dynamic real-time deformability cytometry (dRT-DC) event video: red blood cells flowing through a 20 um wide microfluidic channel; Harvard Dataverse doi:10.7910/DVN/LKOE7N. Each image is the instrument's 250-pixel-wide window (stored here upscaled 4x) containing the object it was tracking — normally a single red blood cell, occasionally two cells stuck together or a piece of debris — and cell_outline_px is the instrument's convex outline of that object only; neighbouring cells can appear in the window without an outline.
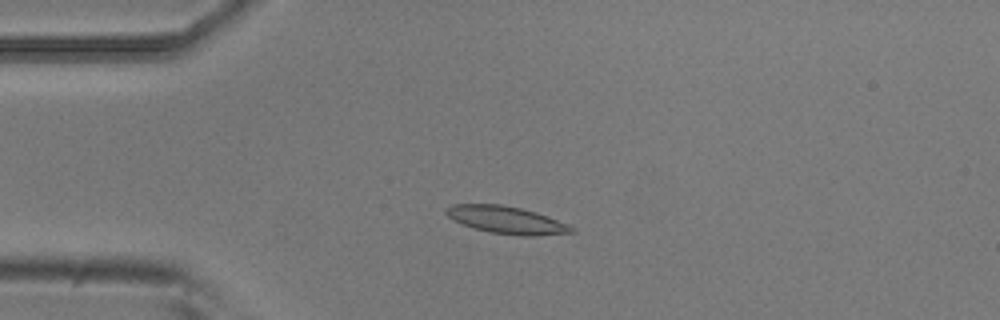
{"species": "common noctule bat (a hibernating species)", "species_latin": "Nyctalus noctula", "temperature_condition": "room temperature", "stored_images_in_passage": 53, "camera_frame_rate_fps": 3000, "um_per_image_px": 0.085, "animal": {"sex": "male", "body_mass_g": 20.5, "forearm_length_mm": 52.5}, "frame": {"image": 1, "passage_image": 12, "time_ms": 3.667, "image_size_px": [1000, 320], "cell_outline_px": [[576, 232], [536, 236], [524, 236], [488, 232], [464, 224], [448, 216], [444, 212], [444, 208], [452, 204], [500, 204], [520, 208], [536, 212], [548, 216], [568, 224], [576, 228]], "centroid_in_image_um": [43.09, 18.7], "position_along_channel_um": 41.9, "area_um2": 20.0}}
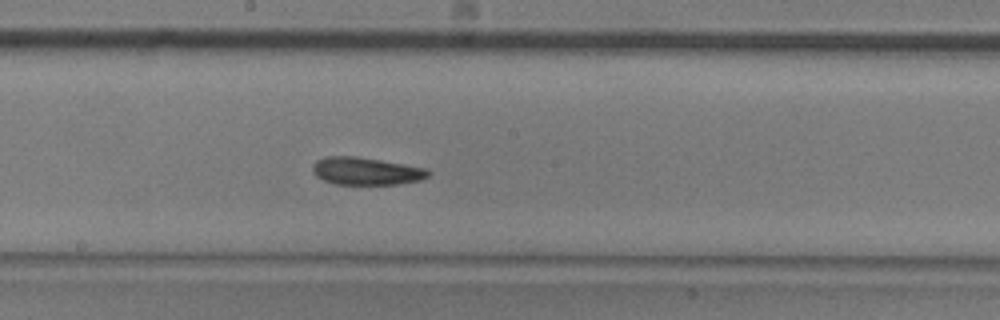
{"frame": {"image": 2, "passage_image": 28, "time_ms": 9.0, "image_size_px": [1000, 320], "cell_outline_px": [[432, 172], [428, 176], [420, 180], [396, 184], [336, 184], [324, 180], [316, 176], [312, 172], [312, 164], [316, 160], [328, 156], [356, 156], [428, 168]], "centroid_in_image_um": [31.12, 14.54], "position_along_channel_um": 217.1, "area_um2": 18.61}}
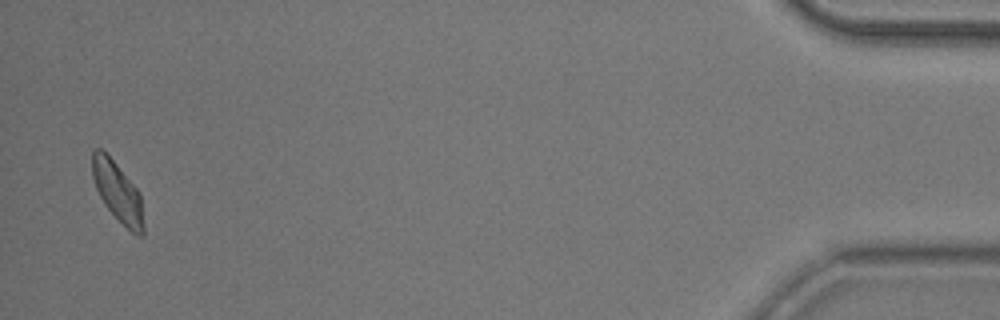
{"frame": {"image": 3, "passage_image": 52, "time_ms": 17.0, "image_size_px": [1000, 320], "cell_outline_px": [[144, 236], [136, 236], [104, 204], [96, 188], [92, 176], [92, 152], [96, 148], [100, 148], [116, 164], [140, 192], [144, 224]], "centroid_in_image_um": [10.01, 16.33], "position_along_channel_um": 425.2, "area_um2": 17.57}, "authors_computed_cell_mechanics": {"area_um2": 18.6694, "velocity_mm_per_s": 3.7012, "shape_relaxation_time_tau1_ms": 8.4022, "shape_relaxation_time_tau2_ms": 3.7606, "deformation_change_tau1": 0.1508, "deformation_change_tau2": 0.102}}